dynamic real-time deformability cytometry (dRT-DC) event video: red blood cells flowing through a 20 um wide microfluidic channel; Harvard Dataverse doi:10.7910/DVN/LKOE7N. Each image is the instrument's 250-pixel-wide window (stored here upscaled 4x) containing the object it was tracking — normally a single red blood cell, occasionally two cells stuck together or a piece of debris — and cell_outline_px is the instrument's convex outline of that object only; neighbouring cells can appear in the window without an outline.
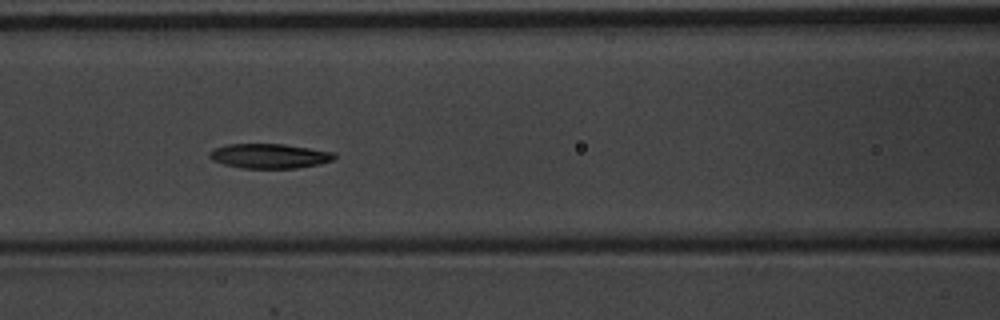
{"species": "common noctule bat (a hibernating species)", "species_latin": "Nyctalus noctula", "temperature_condition": "warm", "stored_images_in_passage": 9, "segment_of_instrument_passage": [1, 2], "camera_frame_rate_fps": 3000, "um_per_image_px": 0.085, "animal": {"sex": "male", "body_mass_g": 20.1, "forearm_length_mm": 53.5}, "frame": {"image": 1, "passage_image": 7, "time_ms": 2.0, "image_size_px": [1000, 320], "cell_outline_px": [[336, 156], [332, 160], [320, 164], [296, 168], [240, 168], [224, 164], [212, 160], [208, 156], [208, 152], [216, 148], [228, 144], [284, 144], [336, 152]], "centroid_in_image_um": [22.91, 13.26], "position_along_channel_um": 143.7, "area_um2": 17.98}}
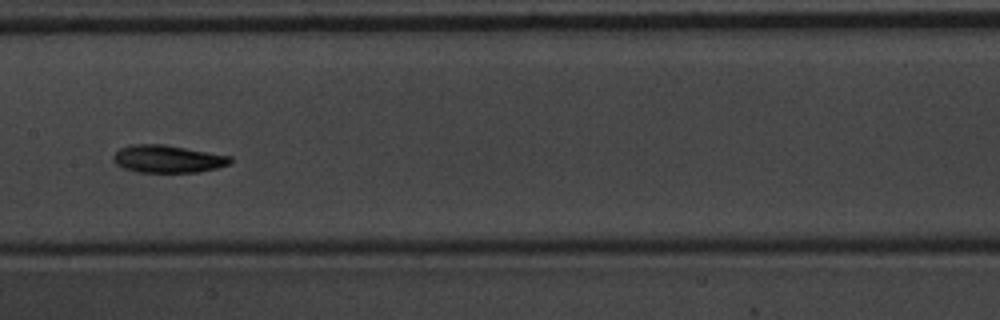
{"frame": {"image": 2, "passage_image": 8, "time_ms": 2.333, "image_size_px": [1000, 320], "cell_outline_px": [[232, 160], [228, 164], [216, 168], [200, 172], [136, 172], [124, 168], [116, 164], [112, 160], [112, 156], [120, 148], [132, 144], [164, 144], [232, 156]], "centroid_in_image_um": [14.24, 13.5], "position_along_channel_um": 193.2, "area_um2": 18.84}}